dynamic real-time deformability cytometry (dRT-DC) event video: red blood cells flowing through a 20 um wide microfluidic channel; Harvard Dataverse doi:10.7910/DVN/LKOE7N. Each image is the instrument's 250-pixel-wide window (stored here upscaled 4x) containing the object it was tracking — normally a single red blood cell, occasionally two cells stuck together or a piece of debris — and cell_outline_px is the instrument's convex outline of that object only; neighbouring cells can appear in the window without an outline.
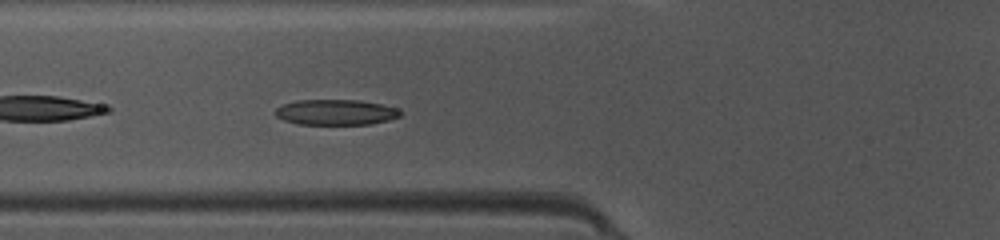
{"species": "common noctule bat (a hibernating species)", "species_latin": "Nyctalus noctula", "temperature_condition": "warm", "stored_images_in_passage": 35, "camera_frame_rate_fps": 3000, "um_per_image_px": 0.085, "animal": {"sex": "female", "body_mass_g": 10.0, "forearm_length_mm": 53.1}, "frame": {"image": 1, "passage_image": 5, "time_ms": 1.333, "image_size_px": [1000, 240], "cell_outline_px": [[404, 112], [400, 116], [388, 120], [368, 124], [300, 124], [284, 120], [276, 116], [276, 108], [284, 104], [296, 100], [360, 100], [380, 104], [396, 108]], "centroid_in_image_um": [28.56, 9.53], "position_along_channel_um": 97.2, "area_um2": 18.44}}
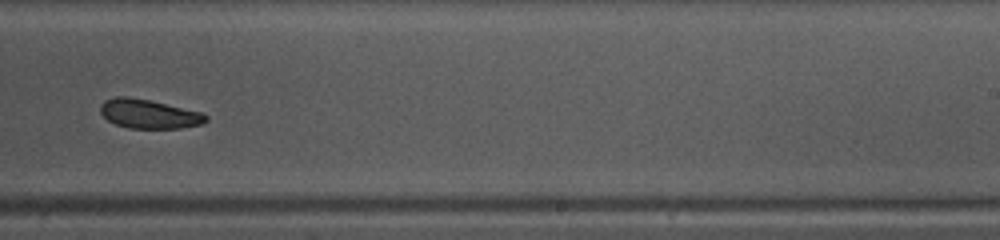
{"frame": {"image": 2, "passage_image": 18, "time_ms": 5.667, "image_size_px": [1000, 240], "cell_outline_px": [[208, 120], [200, 124], [180, 128], [128, 128], [116, 124], [108, 120], [100, 112], [100, 104], [104, 100], [116, 96], [128, 96], [148, 100], [200, 112], [208, 116]], "centroid_in_image_um": [12.61, 9.68], "position_along_channel_um": 276.4, "area_um2": 17.69}}
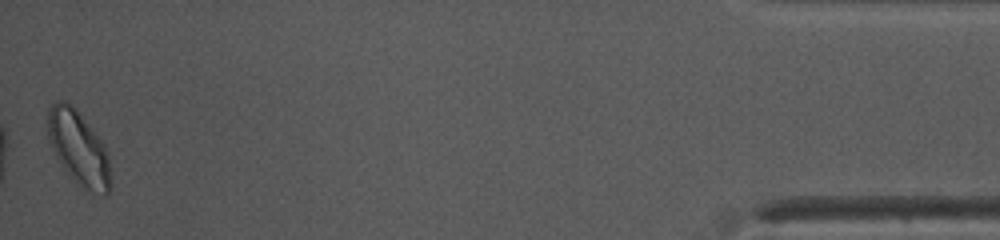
{"frame": {"image": 3, "passage_image": 35, "time_ms": 11.333, "image_size_px": [1000, 240], "cell_outline_px": [[112, 188], [104, 196], [88, 192], [68, 176], [60, 164], [52, 148], [48, 136], [48, 108], [52, 104], [60, 100], [64, 100], [72, 104], [76, 108], [104, 144], [108, 152], [112, 184]], "centroid_in_image_um": [6.71, 12.63], "position_along_channel_um": 428.5, "area_um2": 27.63}, "authors_computed_cell_mechanics": {"area_um2": 18.785, "velocity_mm_per_s": 4.122, "shape_relaxation_time_tau1_ms": 9.4861, "shape_relaxation_time_tau2_ms": null, "deformation_change_tau1": 0.1739, "deformation_change_tau2": null}}